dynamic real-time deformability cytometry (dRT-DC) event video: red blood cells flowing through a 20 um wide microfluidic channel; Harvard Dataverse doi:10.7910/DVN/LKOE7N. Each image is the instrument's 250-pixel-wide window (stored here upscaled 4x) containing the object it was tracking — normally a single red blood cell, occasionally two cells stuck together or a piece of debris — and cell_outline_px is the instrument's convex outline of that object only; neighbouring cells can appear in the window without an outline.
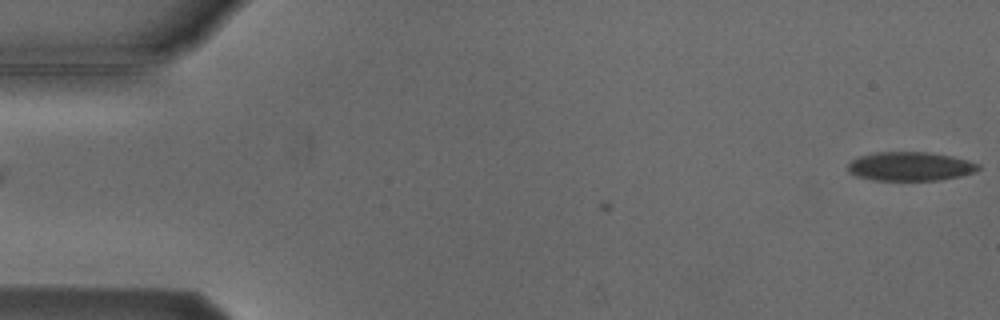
{"species": "Egyptian fruit bat (a non-hibernating species)", "species_latin": "Rousettus aegyptiacus", "temperature_condition": "cold", "stored_images_in_passage": 2, "camera_frame_rate_fps": 3000, "um_per_image_px": 0.085, "animal": {"sex": "male"}, "frame": {"image": 1, "passage_image": 2, "time_ms": 1.333, "image_size_px": [1000, 320], "cell_outline_px": [[980, 168], [976, 172], [960, 176], [940, 180], [872, 180], [856, 176], [848, 172], [848, 164], [852, 160], [860, 156], [872, 152], [928, 152], [952, 156], [968, 160], [980, 164]], "centroid_in_image_um": [77.38, 14.14], "position_along_channel_um": 7.6, "area_um2": 22.14}}